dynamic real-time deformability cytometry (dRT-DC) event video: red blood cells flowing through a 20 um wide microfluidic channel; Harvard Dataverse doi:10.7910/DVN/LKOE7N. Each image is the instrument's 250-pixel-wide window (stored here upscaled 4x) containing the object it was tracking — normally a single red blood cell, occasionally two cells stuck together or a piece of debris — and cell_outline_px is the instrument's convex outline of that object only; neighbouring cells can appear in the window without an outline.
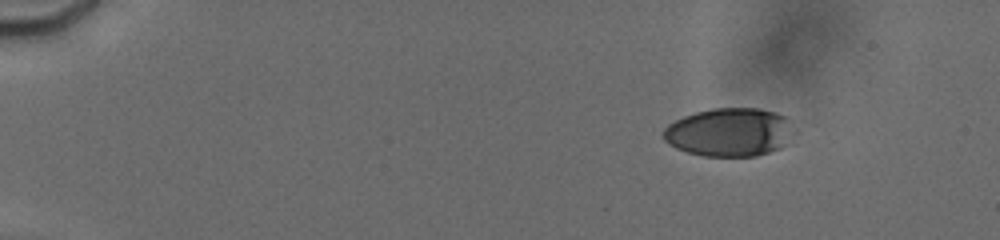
{"species": "human", "species_latin": "Homo sapiens", "temperature_condition": "cold", "stored_images_in_passage": 21, "camera_frame_rate_fps": 3000, "um_per_image_px": 0.085, "donor": {"sex": "male"}, "frame": {"image": 1, "passage_image": 1, "time_ms": 0.0, "image_size_px": [1000, 240], "cell_outline_px": [[788, 124], [784, 144], [780, 148], [756, 156], [704, 156], [688, 152], [676, 148], [664, 140], [664, 128], [668, 124], [684, 116], [696, 112], [712, 108], [760, 108], [776, 112], [784, 116], [788, 120]], "centroid_in_image_um": [61.91, 11.23], "position_along_channel_um": 23.1, "area_um2": 36.07}}
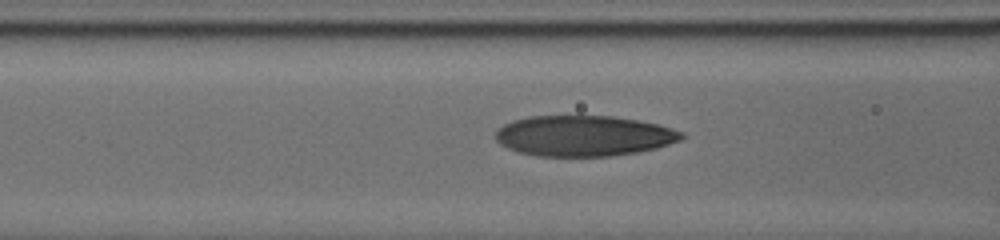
{"frame": {"image": 2, "passage_image": 14, "time_ms": 5.667, "image_size_px": [1000, 240], "cell_outline_px": [[684, 136], [680, 140], [656, 148], [636, 152], [612, 156], [536, 156], [520, 152], [508, 148], [500, 144], [496, 140], [496, 132], [504, 124], [528, 116], [612, 116], [636, 120], [656, 124], [684, 132]], "centroid_in_image_um": [49.61, 11.55], "position_along_channel_um": 117.0, "area_um2": 43.75}}
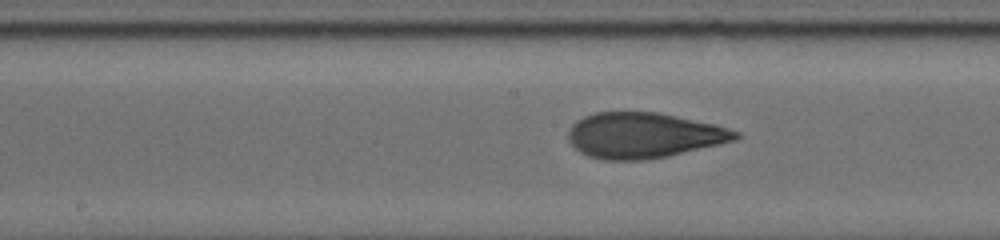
{"frame": {"image": 3, "passage_image": 19, "time_ms": 7.667, "image_size_px": [1000, 240], "cell_outline_px": [[740, 136], [736, 140], [668, 156], [644, 160], [600, 160], [588, 156], [580, 152], [568, 140], [568, 132], [572, 124], [576, 120], [592, 112], [660, 112], [716, 124], [740, 132]], "centroid_in_image_um": [54.7, 11.5], "position_along_channel_um": 193.5, "area_um2": 44.62}}